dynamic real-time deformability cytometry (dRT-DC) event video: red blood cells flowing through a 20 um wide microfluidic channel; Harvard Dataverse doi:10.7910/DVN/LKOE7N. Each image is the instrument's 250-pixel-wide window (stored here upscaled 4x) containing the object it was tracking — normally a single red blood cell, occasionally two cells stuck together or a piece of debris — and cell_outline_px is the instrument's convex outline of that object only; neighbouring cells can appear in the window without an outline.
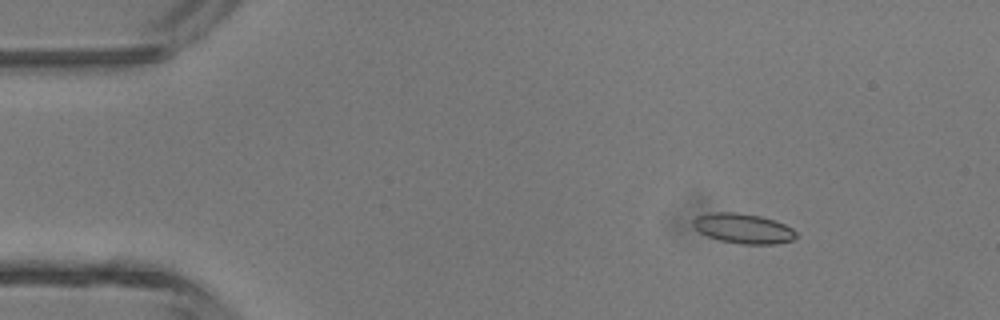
{"species": "common noctule bat (a hibernating species)", "species_latin": "Nyctalus noctula", "temperature_condition": "room temperature", "stored_images_in_passage": 5, "camera_frame_rate_fps": 3000, "um_per_image_px": 0.085, "animal": {"sex": "male", "body_mass_g": 13.3}, "frame": {"image": 1, "passage_image": 2, "time_ms": 1.333, "image_size_px": [1000, 320], "cell_outline_px": [[796, 236], [792, 240], [776, 244], [740, 244], [720, 240], [708, 236], [700, 232], [692, 224], [692, 220], [696, 216], [712, 212], [736, 212], [760, 216], [776, 220], [792, 228], [796, 232]], "centroid_in_image_um": [63.17, 19.41], "position_along_channel_um": 21.8, "area_um2": 17.98}}